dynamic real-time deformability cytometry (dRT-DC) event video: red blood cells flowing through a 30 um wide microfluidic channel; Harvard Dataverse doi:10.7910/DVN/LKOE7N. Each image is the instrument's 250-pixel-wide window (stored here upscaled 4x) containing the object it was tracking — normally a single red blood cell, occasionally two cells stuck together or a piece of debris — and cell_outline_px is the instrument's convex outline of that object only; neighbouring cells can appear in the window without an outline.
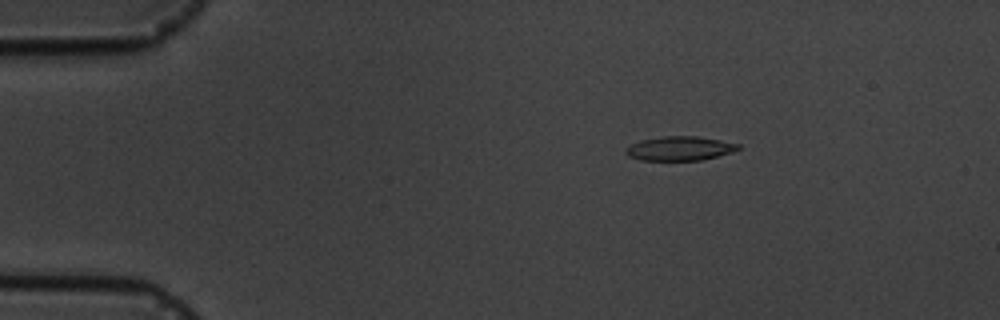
{"species": "common noctule bat (a hibernating species)", "species_latin": "Nyctalus noctula", "temperature_condition": "cold", "stored_images_in_passage": 4, "camera_frame_rate_fps": 3000, "um_per_image_px": 0.085, "animal": {"sex": "male", "body_mass_g": 19.5, "forearm_length_mm": 54.6}, "frame": {"image": 1, "passage_image": 2, "time_ms": 2.0, "image_size_px": [1000, 320], "cell_outline_px": [[740, 148], [716, 156], [700, 160], [640, 160], [628, 156], [624, 152], [624, 148], [640, 140], [664, 136], [696, 136], [720, 140], [740, 144]], "centroid_in_image_um": [57.71, 12.61], "position_along_channel_um": 27.3, "area_um2": 15.66}}